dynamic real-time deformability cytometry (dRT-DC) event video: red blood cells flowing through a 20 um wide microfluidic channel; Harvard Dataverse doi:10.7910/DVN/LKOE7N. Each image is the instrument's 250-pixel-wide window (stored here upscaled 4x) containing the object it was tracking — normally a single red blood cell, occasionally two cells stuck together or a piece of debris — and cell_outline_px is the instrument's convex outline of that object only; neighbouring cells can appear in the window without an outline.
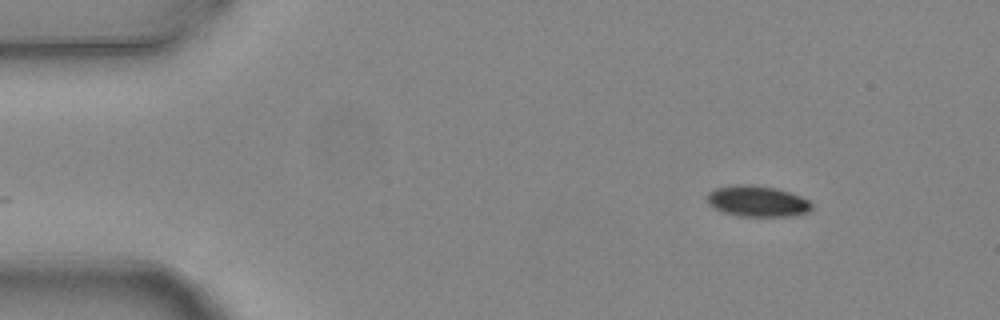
{"species": "common noctule bat (a hibernating species)", "species_latin": "Nyctalus noctula", "temperature_condition": "warm", "stored_images_in_passage": 2, "camera_frame_rate_fps": 3000, "um_per_image_px": 0.085, "animal": {"sex": "female", "body_mass_g": 24.6, "forearm_length_mm": 56.2}, "frame": {"image": 1, "passage_image": 2, "time_ms": 0.333, "image_size_px": [1000, 320], "cell_outline_px": [[812, 208], [808, 212], [788, 216], [740, 216], [724, 212], [712, 208], [708, 204], [708, 192], [716, 188], [740, 184], [752, 184], [776, 188], [800, 196], [808, 200], [812, 204]], "centroid_in_image_um": [64.36, 17.1], "position_along_channel_um": 20.6, "area_um2": 18.79}}